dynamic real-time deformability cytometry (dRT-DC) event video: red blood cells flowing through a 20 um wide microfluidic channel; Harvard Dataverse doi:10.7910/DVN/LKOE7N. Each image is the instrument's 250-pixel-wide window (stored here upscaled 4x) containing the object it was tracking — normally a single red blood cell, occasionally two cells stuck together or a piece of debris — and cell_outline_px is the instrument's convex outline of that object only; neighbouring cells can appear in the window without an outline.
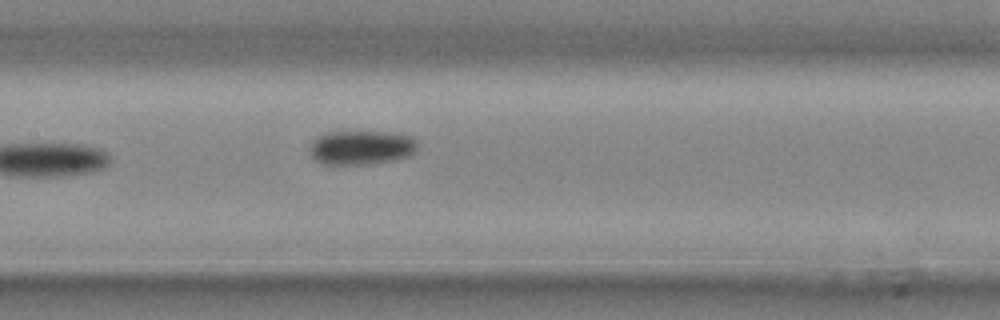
{"species": "common noctule bat (a hibernating species)", "species_latin": "Nyctalus noctula", "temperature_condition": "cold", "stored_images_in_passage": 13, "camera_frame_rate_fps": 3000, "um_per_image_px": 0.085, "animal": {"sex": "male", "body_mass_g": 20.4}, "frame": {"image": 1, "passage_image": 13, "time_ms": 4.0, "image_size_px": [1000, 320], "cell_outline_px": [[416, 148], [408, 156], [392, 160], [364, 164], [324, 164], [316, 160], [312, 156], [312, 140], [328, 132], [384, 132], [412, 136], [416, 140]], "centroid_in_image_um": [30.71, 12.53], "position_along_channel_um": 176.7, "area_um2": 20.92}}